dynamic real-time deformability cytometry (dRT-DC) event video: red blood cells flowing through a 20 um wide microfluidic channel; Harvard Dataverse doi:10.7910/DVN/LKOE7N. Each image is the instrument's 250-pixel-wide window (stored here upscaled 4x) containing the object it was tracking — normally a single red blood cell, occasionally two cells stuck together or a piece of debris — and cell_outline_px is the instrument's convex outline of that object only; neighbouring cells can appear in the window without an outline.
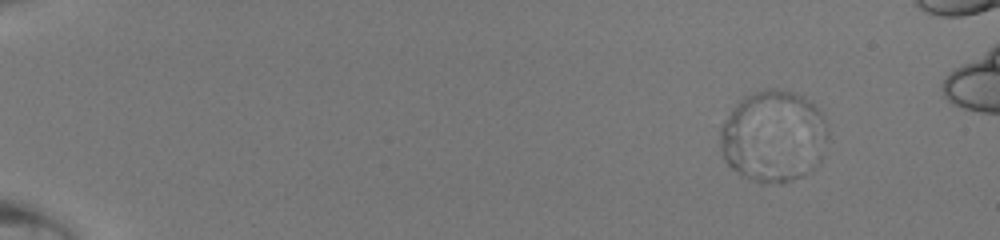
{"species": "human", "species_latin": "Homo sapiens", "temperature_condition": "room temperature", "stored_images_in_passage": 49, "camera_frame_rate_fps": 3000, "um_per_image_px": 0.085, "donor": {"sex": "male"}, "frame": {"image": 1, "passage_image": 7, "time_ms": 2.0, "image_size_px": [1000, 240], "cell_outline_px": [[824, 120], [812, 168], [808, 172], [800, 176], [780, 184], [764, 184], [732, 168], [724, 160], [720, 144], [720, 124], [736, 104], [744, 96], [764, 88], [776, 88], [796, 92], [804, 96], [820, 112]], "centroid_in_image_um": [65.59, 11.53], "position_along_channel_um": 19.4, "area_um2": 55.6}}
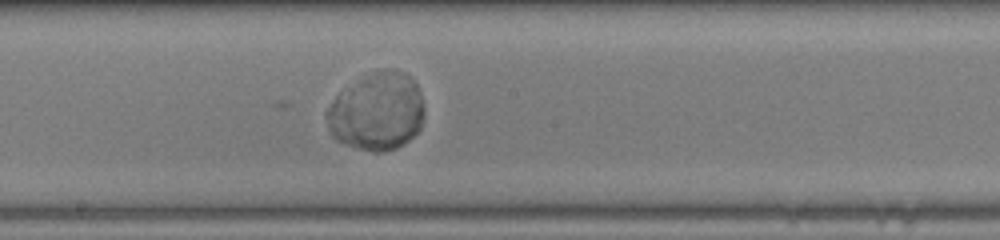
{"frame": {"image": 2, "passage_image": 31, "time_ms": 10.0, "image_size_px": [1000, 240], "cell_outline_px": [[424, 116], [420, 128], [408, 140], [396, 148], [384, 152], [372, 152], [336, 140], [332, 136], [328, 128], [324, 112], [336, 96], [376, 72], [384, 68], [388, 68], [404, 72], [416, 84], [420, 92], [424, 104]], "centroid_in_image_um": [32.06, 9.52], "position_along_channel_um": 216.1, "area_um2": 43.52}}
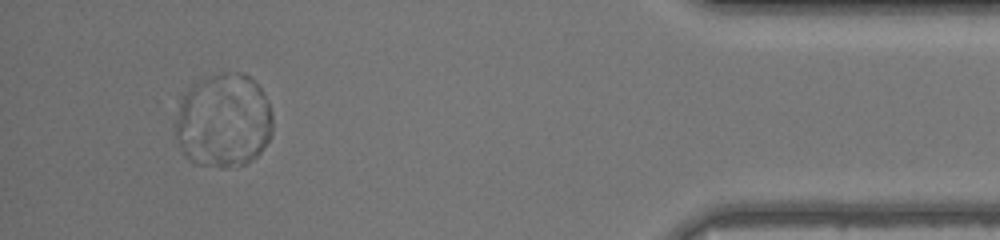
{"frame": {"image": 3, "passage_image": 48, "time_ms": 15.667, "image_size_px": [1000, 240], "cell_outline_px": [[272, 132], [268, 140], [260, 152], [256, 156], [244, 164], [228, 168], [224, 168], [196, 164], [188, 160], [184, 156], [176, 136], [176, 116], [180, 100], [184, 92], [196, 80], [224, 72], [240, 72], [248, 76], [260, 88], [272, 112]], "centroid_in_image_um": [18.97, 10.26], "position_along_channel_um": 416.2, "area_um2": 53.58}}